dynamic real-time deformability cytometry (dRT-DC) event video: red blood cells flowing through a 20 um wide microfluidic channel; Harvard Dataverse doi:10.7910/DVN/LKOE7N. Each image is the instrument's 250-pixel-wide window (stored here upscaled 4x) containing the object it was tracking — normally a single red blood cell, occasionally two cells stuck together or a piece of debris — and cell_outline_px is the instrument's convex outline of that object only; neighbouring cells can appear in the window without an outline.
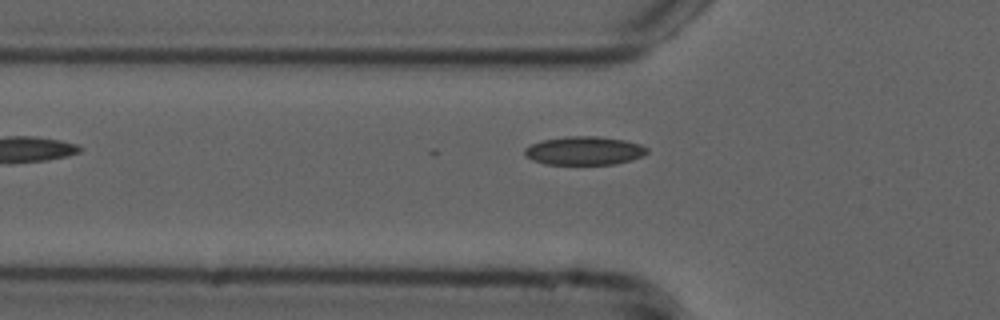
{"species": "common noctule bat (a hibernating species)", "species_latin": "Nyctalus noctula", "temperature_condition": "cold", "stored_images_in_passage": 2, "camera_frame_rate_fps": 3000, "um_per_image_px": 0.085, "animal": {"sex": "male", "forearm_length_mm": 52.5}, "frame": {"image": 1, "passage_image": 2, "time_ms": 0.333, "image_size_px": [1000, 320], "cell_outline_px": [[648, 152], [644, 156], [632, 160], [612, 164], [544, 164], [532, 160], [524, 156], [524, 148], [540, 140], [564, 136], [596, 136], [624, 140], [640, 144], [648, 148]], "centroid_in_image_um": [49.64, 12.81], "position_along_channel_um": 76.2, "area_um2": 20.52}}